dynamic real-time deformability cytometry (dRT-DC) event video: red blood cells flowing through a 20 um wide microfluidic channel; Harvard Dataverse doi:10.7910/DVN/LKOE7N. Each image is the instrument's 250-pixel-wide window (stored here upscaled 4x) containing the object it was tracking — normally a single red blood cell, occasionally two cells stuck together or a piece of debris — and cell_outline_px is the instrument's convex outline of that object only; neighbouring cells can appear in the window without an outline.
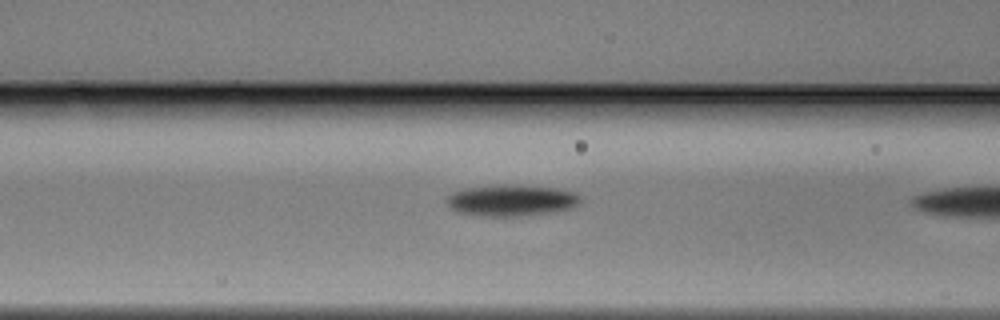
{"species": "Egyptian fruit bat (a non-hibernating species)", "species_latin": "Rousettus aegyptiacus", "temperature_condition": "warm", "stored_images_in_passage": 6, "camera_frame_rate_fps": 3000, "um_per_image_px": 0.085, "animal": {"sex": "male"}, "frame": {"image": 1, "passage_image": 5, "time_ms": 1.333, "image_size_px": [1000, 320], "cell_outline_px": [[580, 204], [572, 208], [548, 212], [516, 216], [484, 216], [456, 212], [444, 200], [452, 192], [464, 188], [504, 184], [556, 188], [576, 192], [580, 196]], "centroid_in_image_um": [43.45, 17.02], "position_along_channel_um": 123.2, "area_um2": 24.39}}